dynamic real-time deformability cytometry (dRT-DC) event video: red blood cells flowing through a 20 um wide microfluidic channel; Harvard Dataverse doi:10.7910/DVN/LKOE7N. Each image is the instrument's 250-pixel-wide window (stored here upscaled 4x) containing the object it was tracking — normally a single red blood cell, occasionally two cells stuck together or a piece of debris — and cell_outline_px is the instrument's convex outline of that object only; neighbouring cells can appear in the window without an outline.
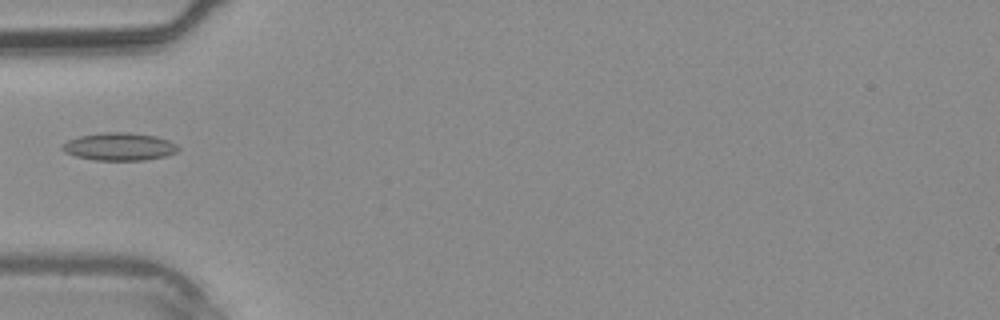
{"species": "common noctule bat (a hibernating species)", "species_latin": "Nyctalus noctula", "temperature_condition": "warm", "stored_images_in_passage": 3, "segment_of_instrument_passage": [2, 2], "camera_frame_rate_fps": 3000, "um_per_image_px": 0.085, "animal": {"sex": "male", "body_mass_g": 20.4}, "frame": {"image": 1, "passage_image": 3, "time_ms": 2.333, "image_size_px": [1000, 320], "cell_outline_px": [[180, 148], [176, 152], [164, 156], [144, 160], [96, 160], [76, 156], [64, 152], [60, 148], [68, 140], [80, 136], [104, 132], [128, 132], [156, 136], [168, 140], [176, 144]], "centroid_in_image_um": [10.14, 12.46], "position_along_channel_um": 74.9, "area_um2": 18.61}}